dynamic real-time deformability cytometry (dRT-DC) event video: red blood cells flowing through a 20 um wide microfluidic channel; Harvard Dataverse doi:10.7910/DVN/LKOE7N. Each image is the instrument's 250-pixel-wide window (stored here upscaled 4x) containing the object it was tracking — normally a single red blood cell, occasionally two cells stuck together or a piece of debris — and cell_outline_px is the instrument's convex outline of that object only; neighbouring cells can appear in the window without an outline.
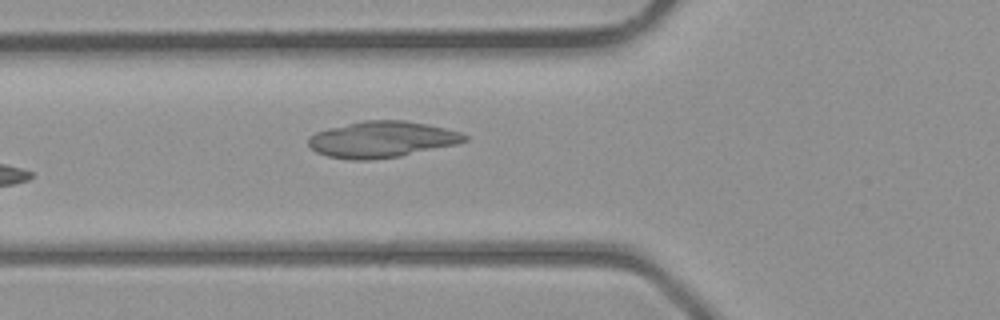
{"species": "common noctule bat (a hibernating species)", "species_latin": "Nyctalus noctula", "temperature_condition": "room temperature", "stored_images_in_passage": 5, "camera_frame_rate_fps": 3000, "um_per_image_px": 0.085, "animal": {"sex": "male", "body_mass_g": 23.1, "forearm_length_mm": 52.7}, "frame": {"image": 1, "passage_image": 5, "time_ms": 4.667, "image_size_px": [1000, 320], "cell_outline_px": [[468, 140], [456, 144], [400, 156], [368, 160], [352, 160], [328, 156], [316, 152], [308, 144], [308, 136], [316, 132], [328, 128], [360, 120], [404, 120], [428, 124], [460, 132], [468, 136]], "centroid_in_image_um": [32.43, 11.84], "position_along_channel_um": 93.4, "area_um2": 33.0}}